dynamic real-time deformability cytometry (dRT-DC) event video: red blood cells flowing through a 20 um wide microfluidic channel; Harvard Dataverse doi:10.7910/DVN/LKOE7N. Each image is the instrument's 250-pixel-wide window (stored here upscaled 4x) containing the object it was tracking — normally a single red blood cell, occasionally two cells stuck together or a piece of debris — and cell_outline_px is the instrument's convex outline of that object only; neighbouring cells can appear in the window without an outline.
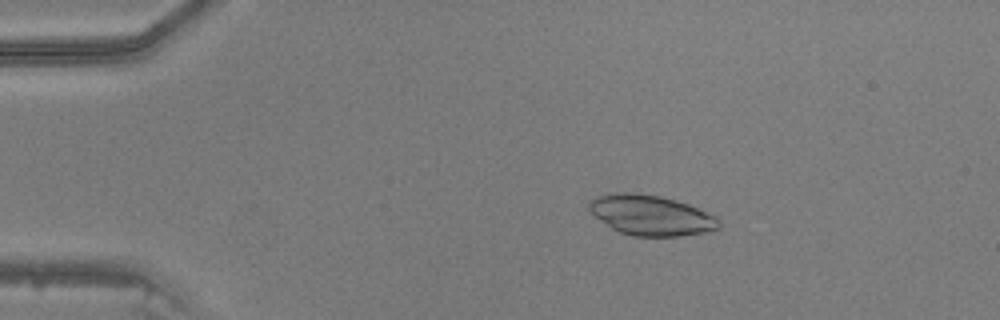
{"species": "common noctule bat (a hibernating species)", "species_latin": "Nyctalus noctula", "temperature_condition": "warm", "stored_images_in_passage": 47, "camera_frame_rate_fps": 3000, "um_per_image_px": 0.085, "animal": {"sex": "male", "body_mass_g": 20.5, "forearm_length_mm": 52.5}, "frame": {"image": 1, "passage_image": 9, "time_ms": 2.667, "image_size_px": [1000, 320], "cell_outline_px": [[720, 228], [704, 232], [680, 236], [632, 236], [620, 232], [612, 228], [600, 220], [588, 208], [588, 204], [592, 200], [600, 196], [616, 192], [632, 192], [660, 196], [676, 200], [688, 204], [716, 216], [720, 220]], "centroid_in_image_um": [55.36, 18.3], "position_along_channel_um": 29.6, "area_um2": 30.23}}
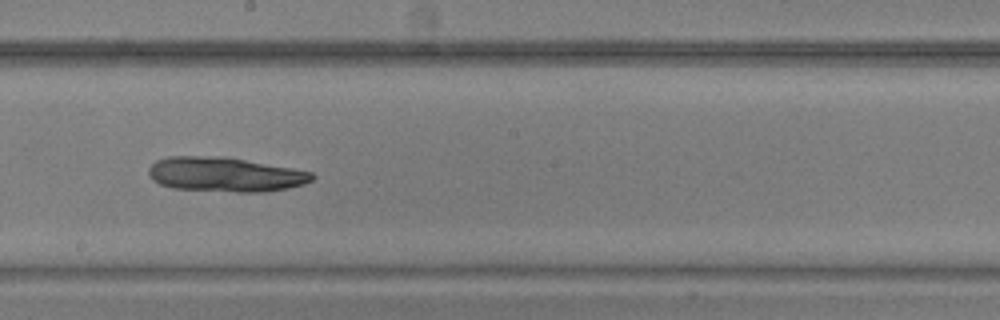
{"frame": {"image": 2, "passage_image": 27, "time_ms": 8.667, "image_size_px": [1000, 320], "cell_outline_px": [[316, 176], [312, 180], [304, 184], [288, 188], [264, 192], [236, 192], [172, 188], [160, 184], [152, 180], [148, 172], [148, 168], [156, 160], [168, 156], [224, 156], [292, 168], [312, 172]], "centroid_in_image_um": [19.12, 14.83], "position_along_channel_um": 229.1, "area_um2": 33.06}}
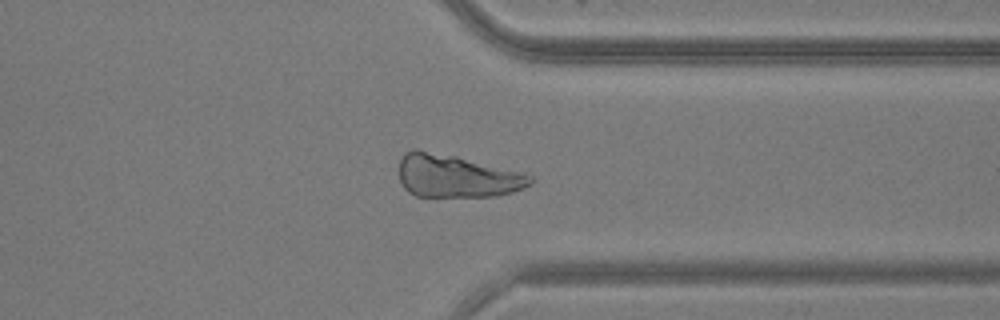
{"frame": {"image": 3, "passage_image": 37, "time_ms": 12.0, "image_size_px": [1000, 320], "cell_outline_px": [[536, 180], [532, 184], [524, 188], [512, 192], [496, 196], [416, 196], [408, 192], [404, 188], [400, 180], [400, 160], [404, 152], [412, 148], [416, 148], [456, 156], [520, 172], [532, 176]], "centroid_in_image_um": [38.79, 14.96], "position_along_channel_um": 372.6, "area_um2": 32.77}}